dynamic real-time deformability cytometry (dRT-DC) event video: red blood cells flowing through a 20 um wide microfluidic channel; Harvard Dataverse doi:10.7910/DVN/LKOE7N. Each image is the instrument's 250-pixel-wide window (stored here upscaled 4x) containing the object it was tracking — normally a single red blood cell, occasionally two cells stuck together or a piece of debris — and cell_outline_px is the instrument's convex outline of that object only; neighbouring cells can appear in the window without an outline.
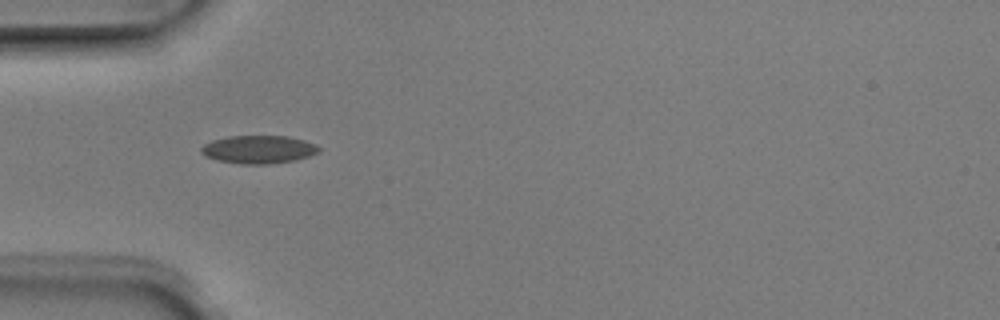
{"species": "Egyptian fruit bat (a non-hibernating species)", "species_latin": "Rousettus aegyptiacus", "temperature_condition": "room temperature", "stored_images_in_passage": 4, "camera_frame_rate_fps": 3000, "um_per_image_px": 0.085, "animal": {"sex": "male"}, "frame": {"image": 1, "passage_image": 1, "time_ms": 0.0, "image_size_px": [1000, 320], "cell_outline_px": [[320, 152], [296, 160], [268, 164], [240, 164], [216, 160], [204, 156], [200, 152], [200, 148], [204, 144], [212, 140], [228, 136], [288, 136], [304, 140], [316, 144], [320, 148]], "centroid_in_image_um": [21.96, 12.7], "position_along_channel_um": 63.0, "area_um2": 19.42}}
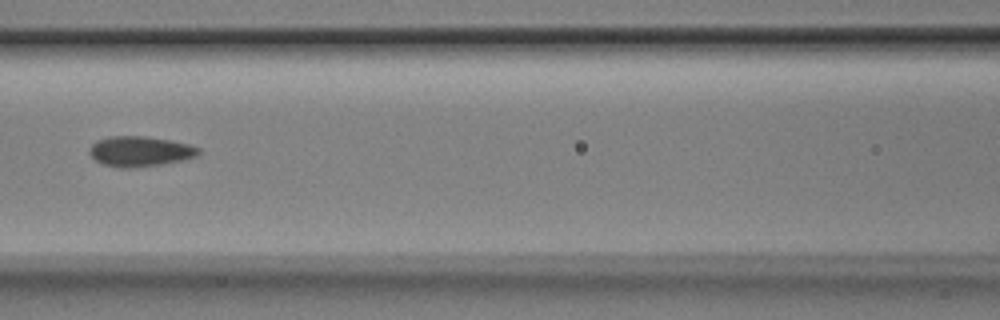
{"frame": {"image": 2, "passage_image": 3, "time_ms": 0.667, "image_size_px": [1000, 320], "cell_outline_px": [[200, 152], [196, 156], [184, 160], [164, 164], [136, 168], [116, 168], [100, 164], [88, 152], [88, 148], [96, 140], [108, 136], [144, 136], [168, 140], [188, 144], [200, 148]], "centroid_in_image_um": [11.86, 12.88], "position_along_channel_um": 154.7, "area_um2": 19.54}}
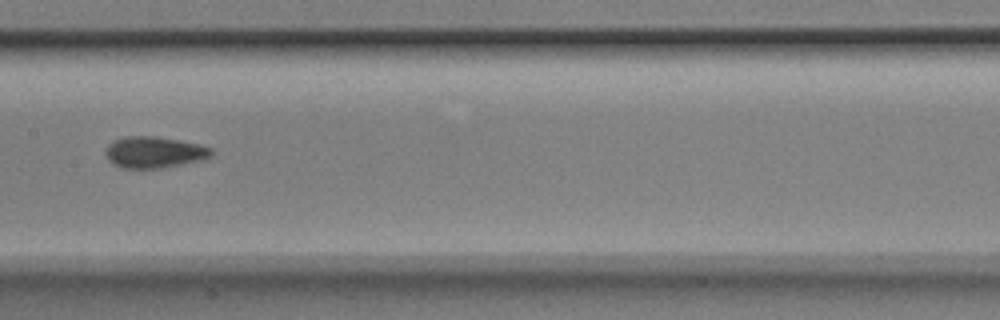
{"frame": {"image": 3, "passage_image": 4, "time_ms": 1.0, "image_size_px": [1000, 320], "cell_outline_px": [[216, 152], [212, 156], [204, 160], [160, 168], [124, 168], [112, 164], [108, 160], [104, 152], [108, 144], [112, 140], [124, 136], [156, 136], [180, 140], [200, 144], [212, 148]], "centroid_in_image_um": [13.13, 12.93], "position_along_channel_um": 194.3, "area_um2": 19.77}}